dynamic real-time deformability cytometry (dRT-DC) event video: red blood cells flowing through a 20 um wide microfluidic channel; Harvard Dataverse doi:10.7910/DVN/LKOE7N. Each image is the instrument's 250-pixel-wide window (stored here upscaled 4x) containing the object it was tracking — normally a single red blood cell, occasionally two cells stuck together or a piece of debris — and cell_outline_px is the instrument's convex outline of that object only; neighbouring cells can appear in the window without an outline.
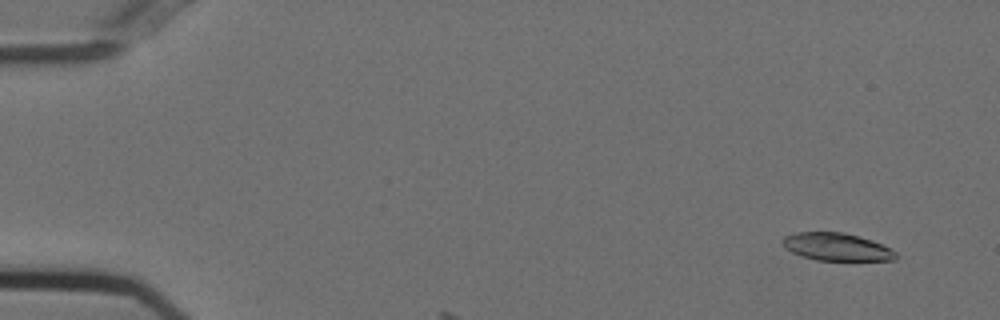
{"species": "Egyptian fruit bat (a non-hibernating species)", "species_latin": "Rousettus aegyptiacus", "temperature_condition": "cold", "stored_images_in_passage": 7, "camera_frame_rate_fps": 3000, "um_per_image_px": 0.085, "animal": {"sex": "female"}, "frame": {"image": 1, "passage_image": 4, "time_ms": 1.0, "image_size_px": [1000, 320], "cell_outline_px": [[896, 260], [816, 260], [792, 252], [780, 240], [784, 236], [796, 232], [844, 232], [872, 240], [896, 252]], "centroid_in_image_um": [71.1, 20.97], "position_along_channel_um": 13.9, "area_um2": 17.98}}